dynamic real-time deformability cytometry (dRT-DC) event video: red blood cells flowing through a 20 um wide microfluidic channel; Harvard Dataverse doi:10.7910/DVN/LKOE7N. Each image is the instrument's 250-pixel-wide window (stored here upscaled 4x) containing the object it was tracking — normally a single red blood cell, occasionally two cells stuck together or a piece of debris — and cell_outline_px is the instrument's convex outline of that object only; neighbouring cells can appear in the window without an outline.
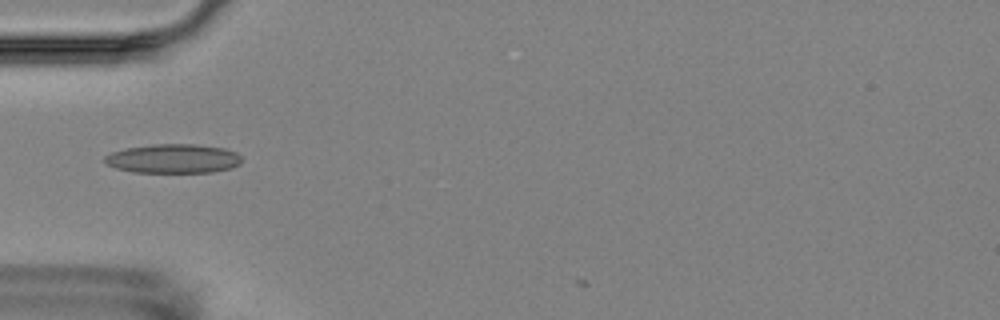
{"species": "Egyptian fruit bat (a non-hibernating species)", "species_latin": "Rousettus aegyptiacus", "temperature_condition": "room temperature", "stored_images_in_passage": 12, "camera_frame_rate_fps": 3000, "um_per_image_px": 0.085, "animal": {"sex": "female"}, "frame": {"image": 1, "passage_image": 4, "time_ms": 3.667, "image_size_px": [1000, 320], "cell_outline_px": [[240, 164], [232, 168], [212, 172], [132, 172], [116, 168], [108, 164], [104, 160], [104, 156], [112, 152], [124, 148], [152, 144], [196, 144], [224, 148], [236, 152], [240, 156]], "centroid_in_image_um": [14.72, 13.48], "position_along_channel_um": 70.3, "area_um2": 23.29}}
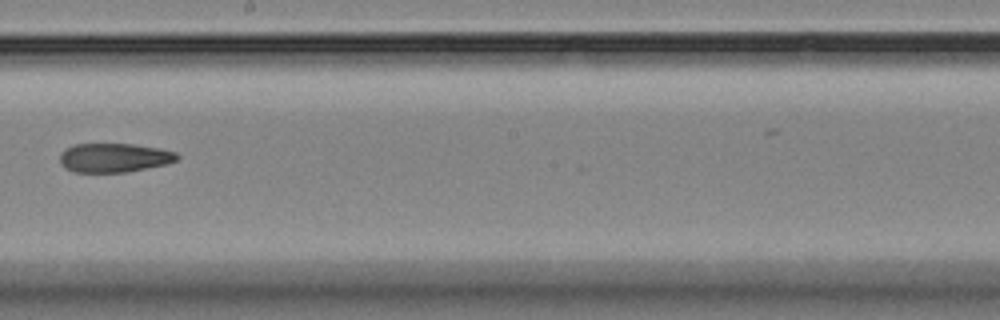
{"frame": {"image": 2, "passage_image": 8, "time_ms": 8.333, "image_size_px": [1000, 320], "cell_outline_px": [[180, 156], [176, 160], [164, 164], [124, 172], [72, 172], [64, 168], [60, 164], [60, 152], [64, 148], [72, 144], [132, 144], [160, 148], [176, 152]], "centroid_in_image_um": [9.63, 13.39], "position_along_channel_um": 238.6, "area_um2": 19.88}}
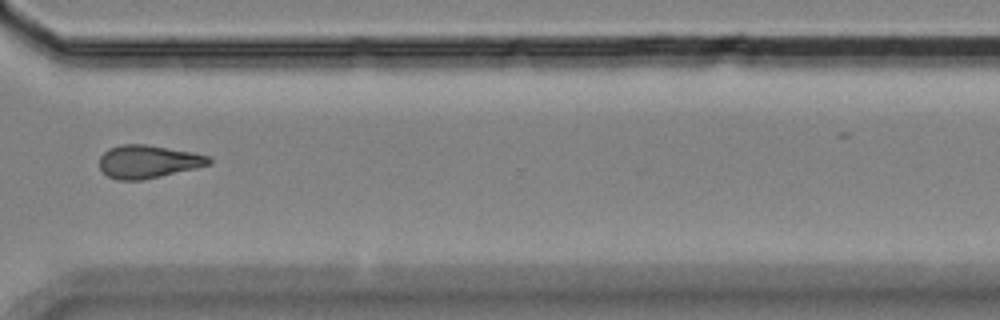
{"frame": {"image": 3, "passage_image": 11, "time_ms": 11.667, "image_size_px": [1000, 320], "cell_outline_px": [[212, 164], [196, 168], [160, 176], [140, 180], [116, 180], [108, 176], [100, 168], [100, 156], [108, 148], [120, 144], [144, 144], [192, 152], [208, 156], [212, 160]], "centroid_in_image_um": [12.58, 13.73], "position_along_channel_um": 358.0, "area_um2": 20.98}}